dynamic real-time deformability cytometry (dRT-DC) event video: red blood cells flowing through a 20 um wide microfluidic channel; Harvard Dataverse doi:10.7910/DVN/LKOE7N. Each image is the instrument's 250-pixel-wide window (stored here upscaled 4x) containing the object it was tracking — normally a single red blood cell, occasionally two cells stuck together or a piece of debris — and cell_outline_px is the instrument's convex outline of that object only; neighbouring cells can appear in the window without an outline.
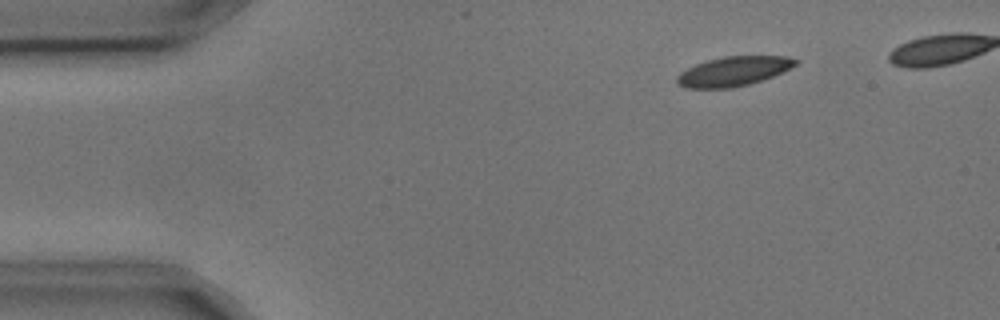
{"species": "common noctule bat (a hibernating species)", "species_latin": "Nyctalus noctula", "temperature_condition": "cold", "stored_images_in_passage": 15, "camera_frame_rate_fps": 3000, "um_per_image_px": 0.085, "animal": {"sex": "male", "body_mass_g": 17.9, "forearm_length_mm": 54.2}, "frame": {"image": 1, "passage_image": 2, "time_ms": 0.333, "image_size_px": [1000, 320], "cell_outline_px": [[800, 60], [796, 64], [772, 76], [748, 84], [732, 88], [684, 88], [676, 84], [676, 76], [680, 72], [696, 64], [708, 60], [724, 56], [788, 56]], "centroid_in_image_um": [62.29, 6.06], "position_along_channel_um": 22.7, "area_um2": 20.23}}
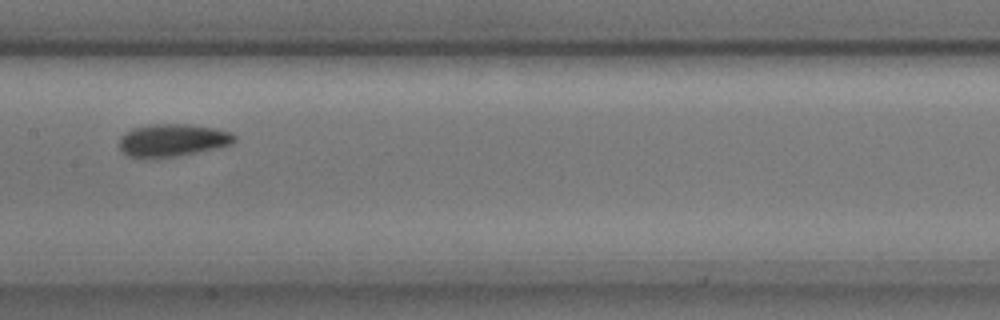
{"frame": {"image": 2, "passage_image": 7, "time_ms": 2.0, "image_size_px": [1000, 320], "cell_outline_px": [[236, 140], [232, 144], [196, 152], [176, 156], [144, 160], [128, 156], [120, 148], [120, 136], [124, 132], [132, 128], [152, 124], [188, 124], [212, 128], [232, 132], [236, 136]], "centroid_in_image_um": [14.62, 11.93], "position_along_channel_um": 192.8, "area_um2": 22.08}}
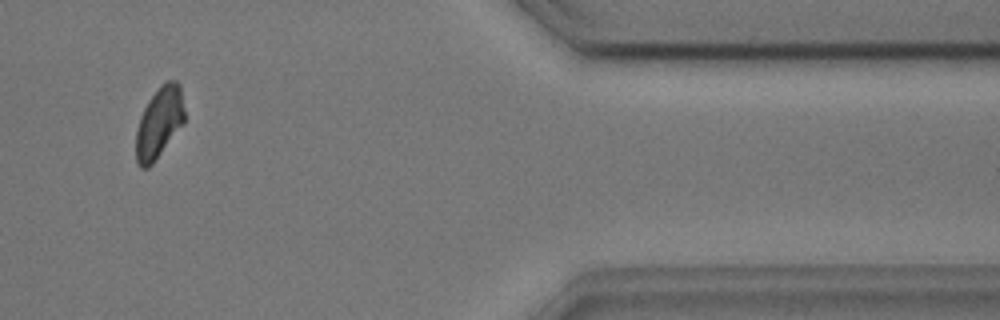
{"frame": {"image": 3, "passage_image": 13, "time_ms": 4.0, "image_size_px": [1000, 320], "cell_outline_px": [[184, 124], [152, 164], [148, 168], [140, 168], [136, 164], [136, 132], [140, 116], [148, 100], [160, 84], [168, 80], [176, 80], [180, 84], [184, 108]], "centroid_in_image_um": [13.53, 10.42], "position_along_channel_um": 397.9, "area_um2": 20.29}}